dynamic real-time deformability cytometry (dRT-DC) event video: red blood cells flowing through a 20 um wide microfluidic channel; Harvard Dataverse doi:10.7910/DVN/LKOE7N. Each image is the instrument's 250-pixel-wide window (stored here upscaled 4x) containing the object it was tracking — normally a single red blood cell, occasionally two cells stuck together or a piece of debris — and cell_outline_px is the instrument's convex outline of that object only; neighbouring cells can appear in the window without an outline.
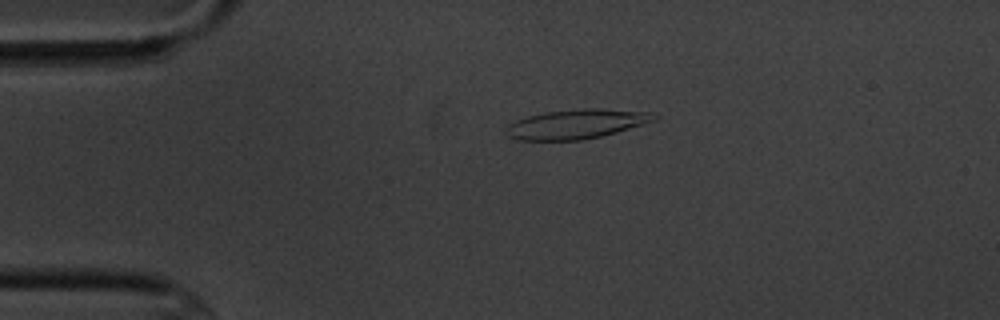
{"species": "common noctule bat (a hibernating species)", "species_latin": "Nyctalus noctula", "temperature_condition": "cold", "stored_images_in_passage": 4, "camera_frame_rate_fps": 3000, "um_per_image_px": 0.085, "animal": {"sex": "male", "body_mass_g": 20.1, "forearm_length_mm": 53.5}, "frame": {"image": 1, "passage_image": 3, "time_ms": 3.333, "image_size_px": [1000, 320], "cell_outline_px": [[656, 120], [616, 132], [600, 136], [580, 140], [520, 140], [508, 136], [508, 124], [516, 120], [528, 116], [544, 112], [584, 108], [600, 108], [648, 112], [656, 116]], "centroid_in_image_um": [48.98, 10.53], "position_along_channel_um": 36.0, "area_um2": 25.03}}